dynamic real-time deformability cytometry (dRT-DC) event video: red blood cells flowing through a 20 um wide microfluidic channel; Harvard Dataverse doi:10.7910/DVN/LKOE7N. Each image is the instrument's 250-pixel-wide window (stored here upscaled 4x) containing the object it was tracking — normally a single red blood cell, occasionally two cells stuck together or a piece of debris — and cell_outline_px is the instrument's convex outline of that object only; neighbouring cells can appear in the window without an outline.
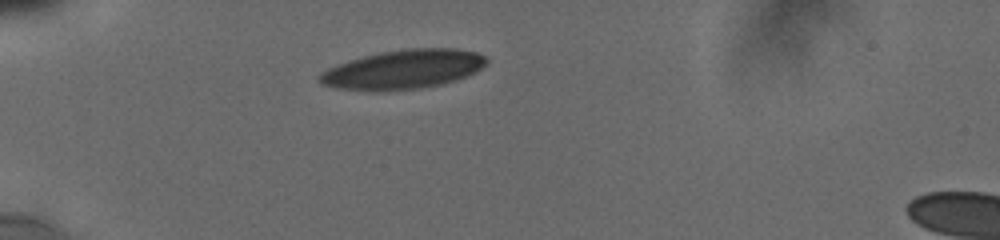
{"species": "human", "species_latin": "Homo sapiens", "temperature_condition": "cold", "stored_images_in_passage": 27, "camera_frame_rate_fps": 3000, "um_per_image_px": 0.085, "donor": {"sex": "male"}, "frame": {"image": 1, "passage_image": 1, "time_ms": 0.0, "image_size_px": [1000, 240], "cell_outline_px": [[488, 60], [476, 72], [468, 76], [456, 80], [424, 88], [384, 92], [376, 92], [336, 88], [320, 84], [316, 80], [316, 76], [320, 72], [328, 68], [364, 56], [380, 52], [408, 48], [456, 48], [476, 52], [484, 56]], "centroid_in_image_um": [34.24, 5.92], "position_along_channel_um": 50.8, "area_um2": 38.49}}
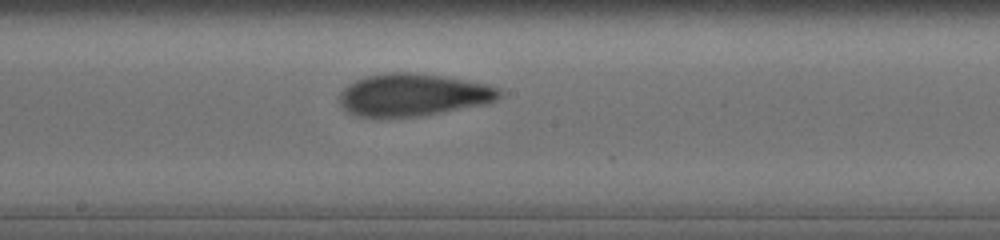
{"frame": {"image": 2, "passage_image": 13, "time_ms": 5.0, "image_size_px": [1000, 240], "cell_outline_px": [[500, 96], [492, 100], [480, 104], [416, 116], [356, 116], [348, 112], [340, 104], [340, 92], [348, 84], [356, 80], [368, 76], [384, 72], [412, 72], [484, 84], [496, 88], [500, 92]], "centroid_in_image_um": [34.98, 8.05], "position_along_channel_um": 213.2, "area_um2": 38.15}}
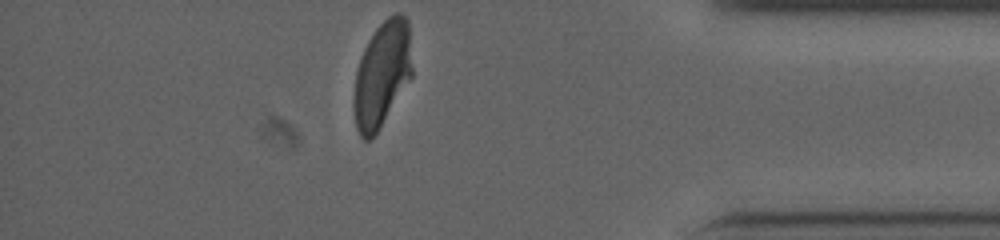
{"frame": {"image": 3, "passage_image": 27, "time_ms": 10.667, "image_size_px": [1000, 240], "cell_outline_px": [[412, 76], [376, 132], [368, 140], [364, 140], [360, 136], [356, 128], [352, 108], [352, 100], [356, 72], [364, 48], [368, 40], [376, 28], [388, 16], [396, 12], [400, 12], [408, 20], [412, 68]], "centroid_in_image_um": [32.44, 6.29], "position_along_channel_um": 402.8, "area_um2": 35.72}, "authors_computed_cell_mechanics": {"area_um2": 39.1884, "velocity_mm_per_s": 3.8086, "shape_relaxation_time_tau1_ms": 6.417, "shape_relaxation_time_tau2_ms": 1.4186, "deformation_change_tau1": 0.2122, "deformation_change_tau2": 0.0792}}